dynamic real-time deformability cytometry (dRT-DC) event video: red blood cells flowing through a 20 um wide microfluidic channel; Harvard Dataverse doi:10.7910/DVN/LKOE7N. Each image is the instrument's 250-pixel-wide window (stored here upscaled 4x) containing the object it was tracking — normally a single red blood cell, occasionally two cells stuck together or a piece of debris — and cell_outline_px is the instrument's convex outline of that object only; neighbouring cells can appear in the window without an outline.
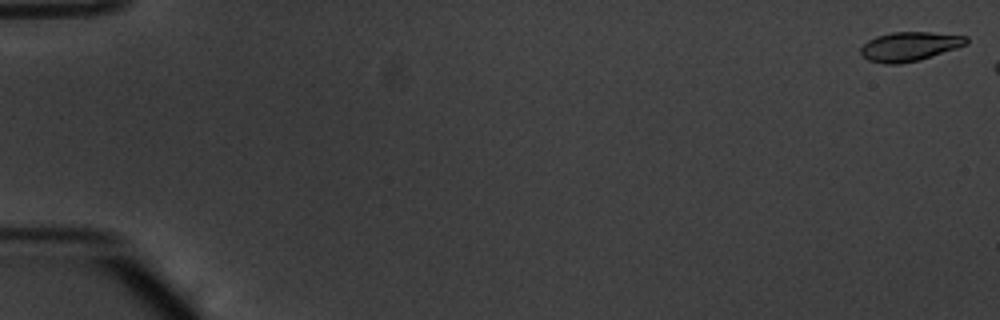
{"species": "common noctule bat (a hibernating species)", "species_latin": "Nyctalus noctula", "temperature_condition": "warm", "stored_images_in_passage": 7, "camera_frame_rate_fps": 3000, "um_per_image_px": 0.085, "animal": {"sex": "male", "body_mass_g": 20.1, "forearm_length_mm": 53.5}, "frame": {"image": 1, "passage_image": 1, "time_ms": 0.0, "image_size_px": [1000, 320], "cell_outline_px": [[968, 44], [920, 60], [900, 64], [884, 64], [868, 60], [860, 52], [860, 48], [868, 40], [876, 36], [892, 32], [928, 32], [968, 36]], "centroid_in_image_um": [77.31, 3.95], "position_along_channel_um": 7.7, "area_um2": 17.98}}